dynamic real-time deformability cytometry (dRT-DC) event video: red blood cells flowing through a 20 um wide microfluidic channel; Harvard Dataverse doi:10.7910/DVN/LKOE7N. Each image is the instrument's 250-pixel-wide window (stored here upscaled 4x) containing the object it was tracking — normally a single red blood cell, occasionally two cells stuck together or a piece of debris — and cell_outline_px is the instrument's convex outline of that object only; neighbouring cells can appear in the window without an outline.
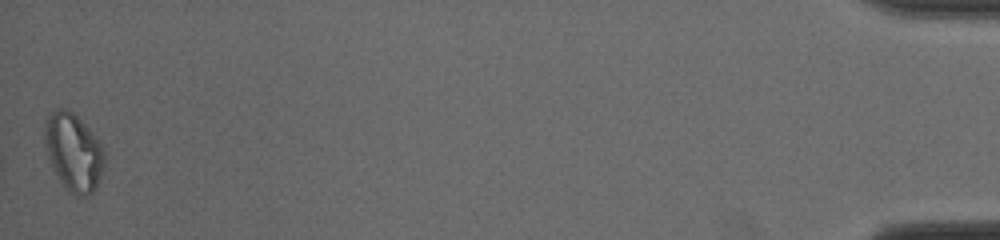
{"species": "common noctule bat (a hibernating species)", "species_latin": "Nyctalus noctula", "temperature_condition": "cold", "stored_images_in_passage": 38, "segment_of_instrument_passage": [2, 2], "camera_frame_rate_fps": 3000, "um_per_image_px": 0.085, "animal": {"sex": "male", "body_mass_g": 19.0, "forearm_length_mm": 50.8}, "frame": {"image": 1, "passage_image": 38, "time_ms": 12.333, "image_size_px": [1000, 240], "cell_outline_px": [[104, 168], [96, 188], [88, 196], [76, 196], [60, 184], [48, 156], [44, 132], [44, 120], [52, 112], [60, 108], [64, 108], [72, 112], [96, 136], [104, 152]], "centroid_in_image_um": [6.25, 12.96], "position_along_channel_um": 428.9, "area_um2": 26.88}}